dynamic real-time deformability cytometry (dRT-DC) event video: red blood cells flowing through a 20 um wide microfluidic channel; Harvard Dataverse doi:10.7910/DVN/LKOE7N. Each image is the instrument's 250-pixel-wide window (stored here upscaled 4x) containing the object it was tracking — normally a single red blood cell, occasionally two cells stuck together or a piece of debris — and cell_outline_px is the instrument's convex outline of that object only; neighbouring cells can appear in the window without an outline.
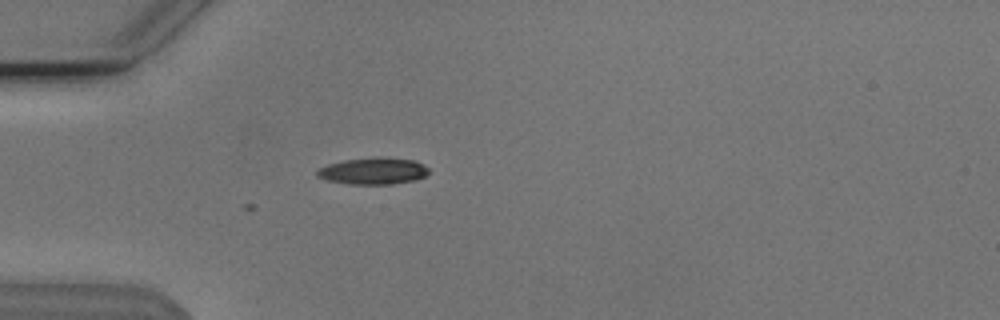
{"species": "Egyptian fruit bat (a non-hibernating species)", "species_latin": "Rousettus aegyptiacus", "temperature_condition": "cold", "stored_images_in_passage": 5, "camera_frame_rate_fps": 3000, "um_per_image_px": 0.085, "animal": {"sex": "male"}, "frame": {"image": 1, "passage_image": 5, "time_ms": 1.333, "image_size_px": [1000, 320], "cell_outline_px": [[428, 172], [424, 176], [416, 180], [392, 184], [348, 184], [328, 180], [316, 176], [316, 172], [320, 168], [328, 164], [344, 160], [372, 156], [380, 156], [412, 160], [424, 164], [428, 168]], "centroid_in_image_um": [31.73, 14.52], "position_along_channel_um": 53.3, "area_um2": 17.51}}